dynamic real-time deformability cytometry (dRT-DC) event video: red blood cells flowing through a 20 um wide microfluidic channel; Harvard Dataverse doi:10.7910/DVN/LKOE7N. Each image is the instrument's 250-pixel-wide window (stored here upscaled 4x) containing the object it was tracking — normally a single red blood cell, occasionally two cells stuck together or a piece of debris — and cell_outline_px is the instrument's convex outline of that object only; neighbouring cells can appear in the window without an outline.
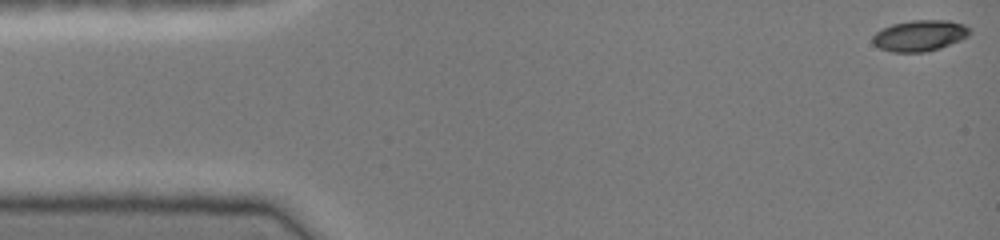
{"species": "common noctule bat (a hibernating species)", "species_latin": "Nyctalus noctula", "temperature_condition": "cold", "stored_images_in_passage": 43, "camera_frame_rate_fps": 3000, "um_per_image_px": 0.085, "animal": {"sex": "female", "body_mass_g": 19.0, "forearm_length_mm": 51.5}, "frame": {"image": 1, "passage_image": 1, "time_ms": 0.0, "image_size_px": [1000, 240], "cell_outline_px": [[972, 32], [968, 36], [960, 40], [940, 48], [924, 52], [892, 52], [880, 48], [872, 44], [872, 36], [876, 32], [892, 24], [912, 20], [948, 20], [964, 24], [972, 28]], "centroid_in_image_um": [78.2, 3.02], "position_along_channel_um": 6.8, "area_um2": 17.69}}
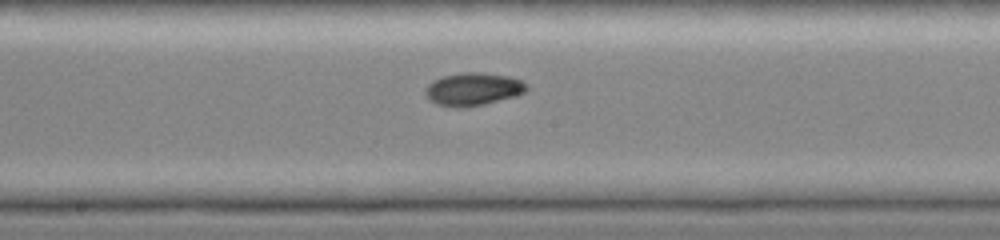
{"frame": {"image": 2, "passage_image": 24, "time_ms": 7.667, "image_size_px": [1000, 240], "cell_outline_px": [[528, 88], [524, 92], [516, 96], [484, 104], [464, 108], [436, 104], [428, 100], [424, 92], [424, 88], [432, 80], [444, 76], [464, 72], [480, 72], [508, 76], [520, 80], [528, 84]], "centroid_in_image_um": [40.19, 7.58], "position_along_channel_um": 208.0, "area_um2": 19.48}}
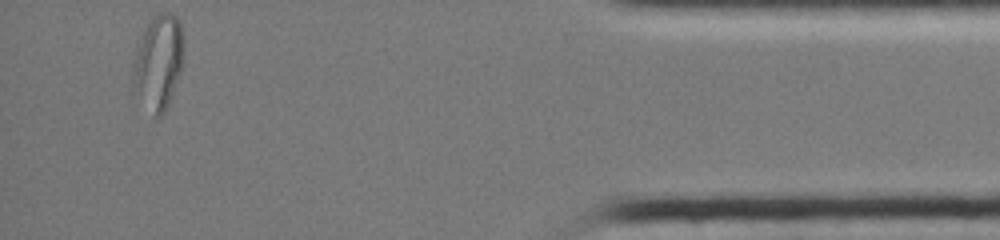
{"frame": {"image": 3, "passage_image": 43, "time_ms": 14.0, "image_size_px": [1000, 240], "cell_outline_px": [[184, 60], [172, 96], [164, 112], [160, 116], [156, 116], [132, 96], [132, 60], [136, 44], [148, 20], [156, 12], [168, 12], [176, 16], [180, 20], [184, 40]], "centroid_in_image_um": [13.42, 5.26], "position_along_channel_um": 421.8, "area_um2": 29.36}, "authors_computed_cell_mechanics": {"area_um2": 18.0336, "velocity_mm_per_s": 4.1542, "shape_relaxation_time_tau1_ms": null, "shape_relaxation_time_tau2_ms": 1.9695, "deformation_change_tau1": null, "deformation_change_tau2": 0.0407}}